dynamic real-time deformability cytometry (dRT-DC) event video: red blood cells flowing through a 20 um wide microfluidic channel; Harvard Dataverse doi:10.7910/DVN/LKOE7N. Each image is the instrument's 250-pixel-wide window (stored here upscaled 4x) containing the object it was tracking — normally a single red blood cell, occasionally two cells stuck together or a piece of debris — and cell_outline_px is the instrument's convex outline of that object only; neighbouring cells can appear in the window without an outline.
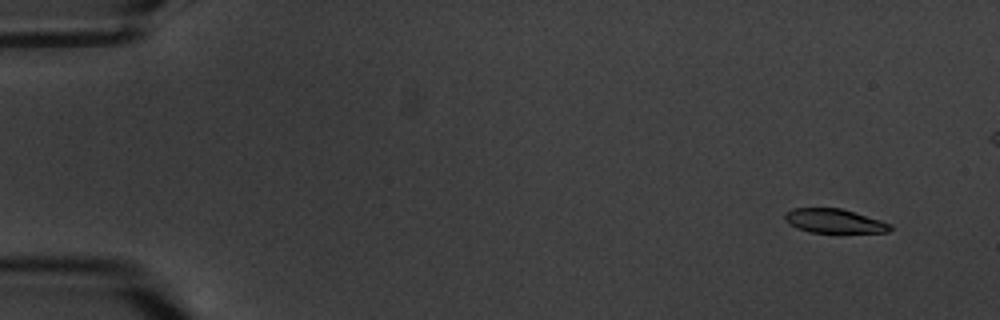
{"species": "common noctule bat (a hibernating species)", "species_latin": "Nyctalus noctula", "temperature_condition": "warm", "stored_images_in_passage": 6, "camera_frame_rate_fps": 3000, "um_per_image_px": 0.085, "animal": {"sex": "male", "body_mass_g": 20.1, "forearm_length_mm": 53.5}, "frame": {"image": 1, "passage_image": 2, "time_ms": 1.0, "image_size_px": [1000, 320], "cell_outline_px": [[892, 228], [888, 232], [808, 232], [796, 228], [788, 224], [784, 220], [784, 212], [792, 208], [840, 208], [880, 220], [892, 224]], "centroid_in_image_um": [70.84, 18.78], "position_along_channel_um": 14.2, "area_um2": 14.8}}